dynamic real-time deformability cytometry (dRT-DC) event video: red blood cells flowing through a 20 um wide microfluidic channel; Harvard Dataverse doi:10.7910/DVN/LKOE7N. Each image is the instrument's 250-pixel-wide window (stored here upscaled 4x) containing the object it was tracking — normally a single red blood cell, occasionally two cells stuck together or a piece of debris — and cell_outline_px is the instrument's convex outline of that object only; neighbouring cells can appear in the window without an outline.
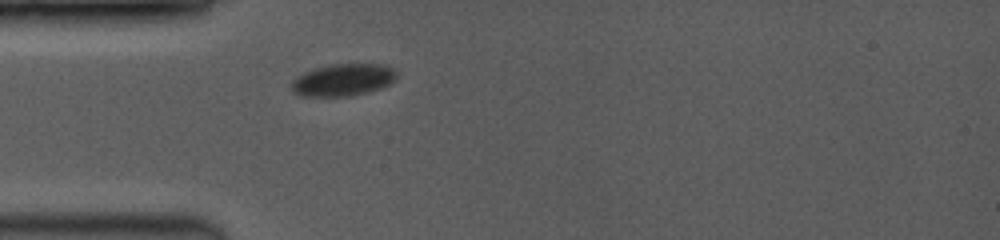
{"species": "common noctule bat (a hibernating species)", "species_latin": "Nyctalus noctula", "temperature_condition": "room temperature", "stored_images_in_passage": 1, "camera_frame_rate_fps": 3500, "um_per_image_px": 0.085, "animal": {"sex": "female", "body_mass_g": 19.0, "forearm_length_mm": 53.3}, "frame": {"image": 1, "passage_image": 1, "time_ms": 0.0, "image_size_px": [1000, 240], "cell_outline_px": [[396, 76], [388, 84], [380, 88], [368, 92], [352, 96], [300, 96], [292, 88], [292, 80], [304, 72], [328, 64], [380, 64], [392, 68], [396, 72]], "centroid_in_image_um": [29.14, 6.79], "position_along_channel_um": 55.9, "area_um2": 19.48}}